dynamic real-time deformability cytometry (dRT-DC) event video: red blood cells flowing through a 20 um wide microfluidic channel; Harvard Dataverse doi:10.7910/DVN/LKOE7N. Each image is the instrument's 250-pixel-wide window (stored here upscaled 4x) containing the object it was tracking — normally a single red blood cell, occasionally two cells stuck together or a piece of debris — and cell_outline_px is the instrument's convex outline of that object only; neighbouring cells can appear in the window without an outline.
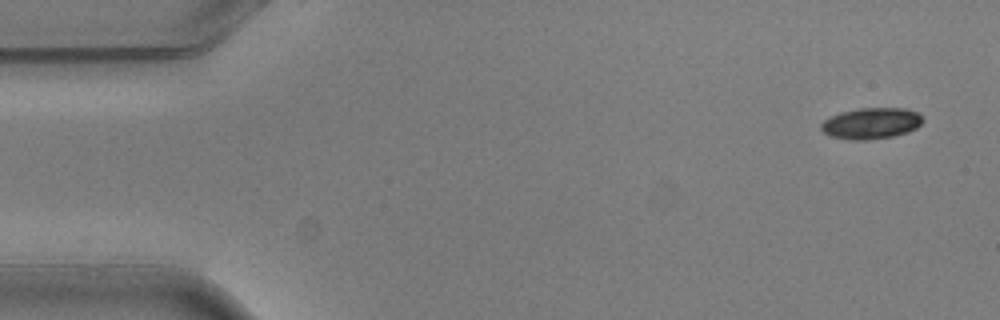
{"species": "common noctule bat (a hibernating species)", "species_latin": "Nyctalus noctula", "temperature_condition": "warm", "stored_images_in_passage": 5, "segment_of_instrument_passage": [1, 2], "camera_frame_rate_fps": 3000, "um_per_image_px": 0.085, "animal": {"sex": "male", "body_mass_g": 20.5, "forearm_length_mm": 52.5}, "frame": {"image": 1, "passage_image": 1, "time_ms": 0.0, "image_size_px": [1000, 320], "cell_outline_px": [[924, 120], [916, 128], [908, 132], [892, 136], [864, 140], [852, 140], [832, 136], [824, 132], [820, 128], [820, 124], [824, 120], [840, 112], [860, 108], [904, 108], [916, 112]], "centroid_in_image_um": [74.04, 10.48], "position_along_channel_um": 11.0, "area_um2": 18.26}}
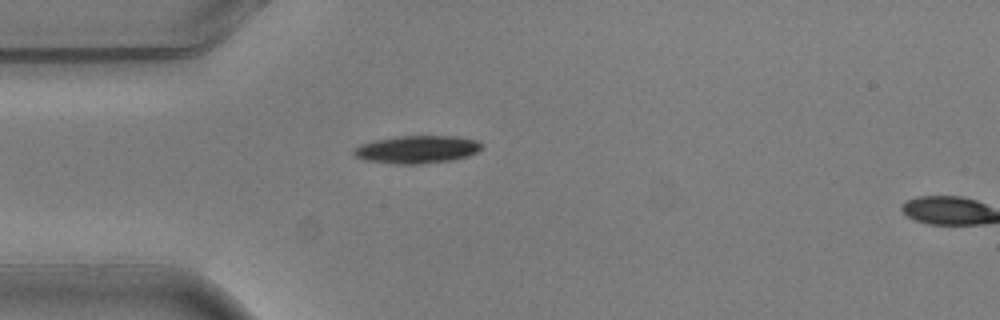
{"frame": {"image": 2, "passage_image": 4, "time_ms": 1.0, "image_size_px": [1000, 320], "cell_outline_px": [[484, 144], [476, 152], [468, 156], [452, 160], [420, 164], [396, 164], [368, 160], [356, 156], [352, 152], [352, 148], [360, 144], [376, 140], [396, 136], [456, 136], [476, 140]], "centroid_in_image_um": [35.45, 12.69], "position_along_channel_um": 49.6, "area_um2": 20.63}}